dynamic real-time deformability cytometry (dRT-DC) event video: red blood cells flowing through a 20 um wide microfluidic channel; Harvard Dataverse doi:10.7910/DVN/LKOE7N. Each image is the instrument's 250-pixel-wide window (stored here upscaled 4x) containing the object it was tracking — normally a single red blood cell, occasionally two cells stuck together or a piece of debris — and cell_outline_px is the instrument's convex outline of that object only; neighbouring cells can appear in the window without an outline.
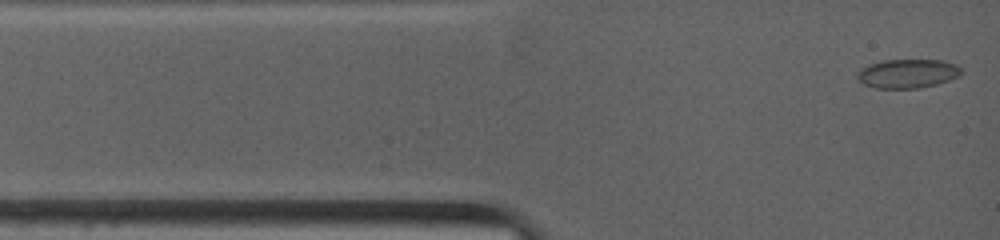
{"species": "common noctule bat (a hibernating species)", "species_latin": "Nyctalus noctula", "temperature_condition": "warm", "stored_images_in_passage": 8, "camera_frame_rate_fps": 4500, "um_per_image_px": 0.085, "animal": {"sex": "female", "body_mass_g": 19.0, "forearm_length_mm": 53.3}, "frame": {"image": 1, "passage_image": 1, "time_ms": 0.0, "image_size_px": [1000, 240], "cell_outline_px": [[960, 76], [936, 84], [920, 88], [876, 88], [864, 84], [856, 76], [856, 72], [860, 68], [868, 64], [884, 60], [944, 60], [956, 64], [960, 68]], "centroid_in_image_um": [77.12, 6.24], "position_along_channel_um": 7.9, "area_um2": 17.57}}
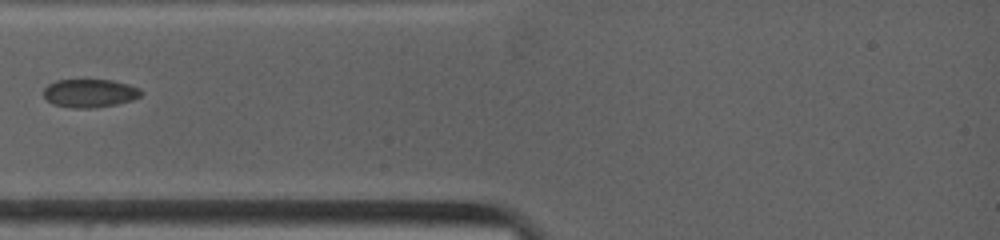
{"frame": {"image": 2, "passage_image": 5, "time_ms": 2.889, "image_size_px": [1000, 240], "cell_outline_px": [[140, 96], [132, 100], [116, 104], [96, 108], [72, 108], [52, 104], [44, 96], [44, 88], [48, 84], [56, 80], [112, 80], [128, 84], [140, 88]], "centroid_in_image_um": [7.61, 7.92], "position_along_channel_um": 77.4, "area_um2": 16.07}}
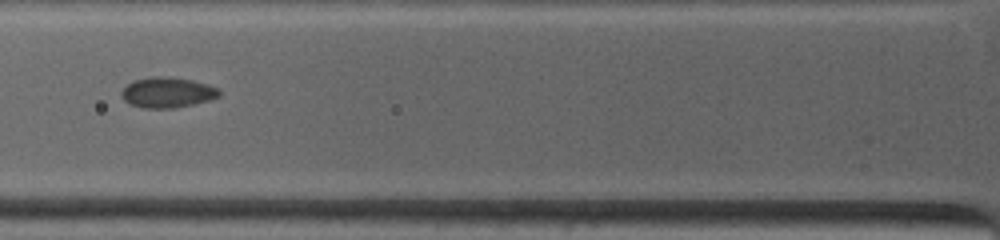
{"frame": {"image": 3, "passage_image": 7, "time_ms": 3.778, "image_size_px": [1000, 240], "cell_outline_px": [[220, 96], [208, 100], [176, 108], [144, 108], [128, 104], [120, 96], [120, 92], [128, 84], [136, 80], [152, 76], [168, 76], [192, 80], [208, 84], [220, 88]], "centroid_in_image_um": [14.22, 7.86], "position_along_channel_um": 111.6, "area_um2": 17.46}}